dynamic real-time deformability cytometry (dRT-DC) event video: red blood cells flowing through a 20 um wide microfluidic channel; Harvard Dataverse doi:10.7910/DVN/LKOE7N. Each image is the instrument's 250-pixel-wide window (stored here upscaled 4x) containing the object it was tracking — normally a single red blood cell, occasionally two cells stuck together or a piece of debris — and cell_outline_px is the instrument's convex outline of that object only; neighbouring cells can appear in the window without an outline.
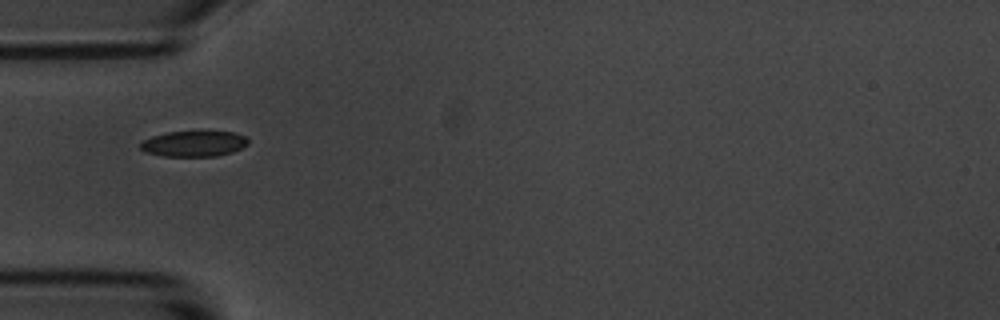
{"species": "common noctule bat (a hibernating species)", "species_latin": "Nyctalus noctula", "temperature_condition": "room temperature", "stored_images_in_passage": 7, "camera_frame_rate_fps": 3000, "um_per_image_px": 0.085, "animal": {"sex": "male", "body_mass_g": 20.1, "forearm_length_mm": 53.5}, "frame": {"image": 1, "passage_image": 5, "time_ms": 4.667, "image_size_px": [1000, 320], "cell_outline_px": [[248, 144], [232, 152], [216, 156], [164, 156], [148, 152], [140, 148], [140, 144], [144, 140], [152, 136], [168, 132], [204, 128], [232, 132], [244, 136], [248, 140]], "centroid_in_image_um": [16.52, 12.16], "position_along_channel_um": 68.5, "area_um2": 16.7}}
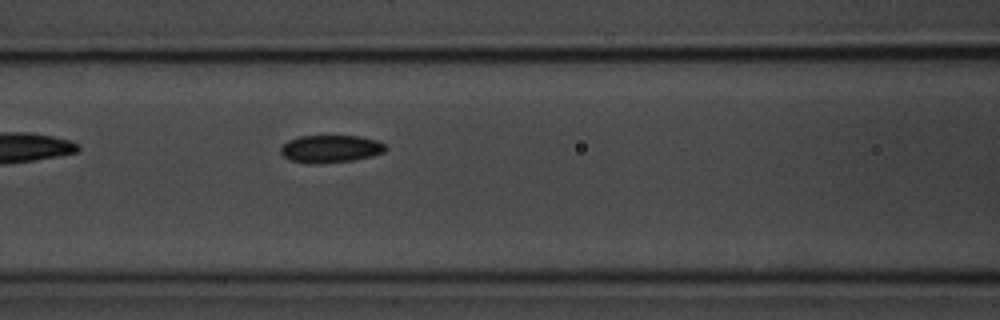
{"frame": {"image": 2, "passage_image": 7, "time_ms": 6.667, "image_size_px": [1000, 320], "cell_outline_px": [[388, 148], [384, 152], [372, 156], [352, 160], [316, 164], [308, 164], [288, 160], [280, 152], [280, 148], [288, 140], [300, 136], [360, 136], [376, 140], [384, 144]], "centroid_in_image_um": [28.08, 12.66], "position_along_channel_um": 138.5, "area_um2": 16.94}}